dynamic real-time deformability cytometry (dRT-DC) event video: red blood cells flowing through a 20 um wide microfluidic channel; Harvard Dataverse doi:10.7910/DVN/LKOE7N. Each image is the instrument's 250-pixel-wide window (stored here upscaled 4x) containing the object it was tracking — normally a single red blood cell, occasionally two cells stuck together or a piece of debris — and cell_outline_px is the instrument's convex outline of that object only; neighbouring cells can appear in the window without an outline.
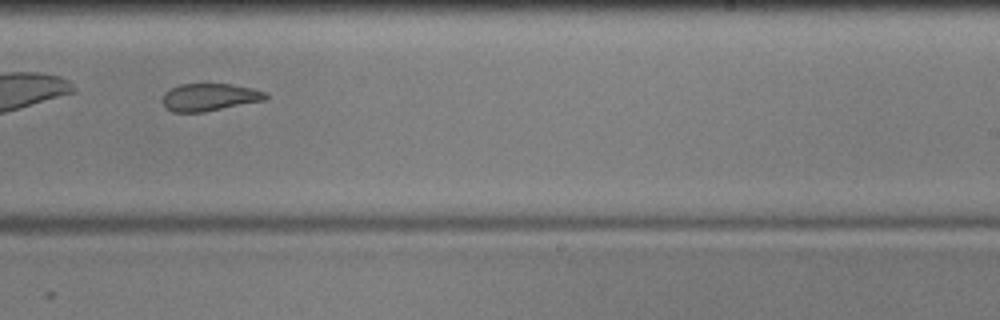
{"species": "common noctule bat (a hibernating species)", "species_latin": "Nyctalus noctula", "temperature_condition": "cold", "stored_images_in_passage": 31, "camera_frame_rate_fps": 3000, "um_per_image_px": 0.085, "animal": {"sex": "male", "body_mass_g": 17.9, "forearm_length_mm": 54.2}, "frame": {"image": 1, "passage_image": 18, "time_ms": 5.667, "image_size_px": [1000, 320], "cell_outline_px": [[268, 100], [204, 112], [172, 112], [164, 108], [164, 92], [180, 84], [232, 84], [252, 88], [268, 92]], "centroid_in_image_um": [17.86, 8.27], "position_along_channel_um": 271.1, "area_um2": 16.7}, "authors_computed_cell_mechanics": {"area_um2": 17.5712, "velocity_mm_per_s": 3.5896, "shape_relaxation_time_tau1_ms": null, "shape_relaxation_time_tau2_ms": 2.3104, "deformation_change_tau1": null, "deformation_change_tau2": 0.0816}}